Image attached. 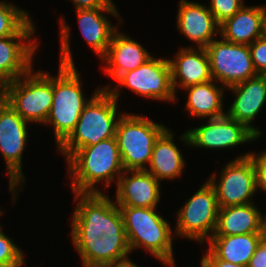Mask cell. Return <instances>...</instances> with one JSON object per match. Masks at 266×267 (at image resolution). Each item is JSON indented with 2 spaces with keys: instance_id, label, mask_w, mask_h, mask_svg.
Wrapping results in <instances>:
<instances>
[{
  "instance_id": "obj_1",
  "label": "cell",
  "mask_w": 266,
  "mask_h": 267,
  "mask_svg": "<svg viewBox=\"0 0 266 267\" xmlns=\"http://www.w3.org/2000/svg\"><path fill=\"white\" fill-rule=\"evenodd\" d=\"M75 201L71 239L83 267H102L127 257L131 250L115 201L103 192H74Z\"/></svg>"
},
{
  "instance_id": "obj_2",
  "label": "cell",
  "mask_w": 266,
  "mask_h": 267,
  "mask_svg": "<svg viewBox=\"0 0 266 267\" xmlns=\"http://www.w3.org/2000/svg\"><path fill=\"white\" fill-rule=\"evenodd\" d=\"M60 20L59 71L57 76H53L52 107L45 122V125L53 127L56 147L74 130L84 107L102 89H95L90 99L83 94L82 80L70 50L71 29L67 26L65 18L62 17Z\"/></svg>"
},
{
  "instance_id": "obj_3",
  "label": "cell",
  "mask_w": 266,
  "mask_h": 267,
  "mask_svg": "<svg viewBox=\"0 0 266 267\" xmlns=\"http://www.w3.org/2000/svg\"><path fill=\"white\" fill-rule=\"evenodd\" d=\"M66 164L73 193L101 192L98 183L102 181L106 189L112 181L116 180L117 183L124 172L115 137L78 149Z\"/></svg>"
},
{
  "instance_id": "obj_4",
  "label": "cell",
  "mask_w": 266,
  "mask_h": 267,
  "mask_svg": "<svg viewBox=\"0 0 266 267\" xmlns=\"http://www.w3.org/2000/svg\"><path fill=\"white\" fill-rule=\"evenodd\" d=\"M131 252L144 248L169 267H176L173 251L174 231L156 208L119 206Z\"/></svg>"
},
{
  "instance_id": "obj_5",
  "label": "cell",
  "mask_w": 266,
  "mask_h": 267,
  "mask_svg": "<svg viewBox=\"0 0 266 267\" xmlns=\"http://www.w3.org/2000/svg\"><path fill=\"white\" fill-rule=\"evenodd\" d=\"M118 101L108 90L101 89L84 107L70 135L57 147L67 161L78 149L113 138L119 119Z\"/></svg>"
},
{
  "instance_id": "obj_6",
  "label": "cell",
  "mask_w": 266,
  "mask_h": 267,
  "mask_svg": "<svg viewBox=\"0 0 266 267\" xmlns=\"http://www.w3.org/2000/svg\"><path fill=\"white\" fill-rule=\"evenodd\" d=\"M0 96L28 123L45 124L53 100V76L46 71L27 74L8 83Z\"/></svg>"
},
{
  "instance_id": "obj_7",
  "label": "cell",
  "mask_w": 266,
  "mask_h": 267,
  "mask_svg": "<svg viewBox=\"0 0 266 267\" xmlns=\"http://www.w3.org/2000/svg\"><path fill=\"white\" fill-rule=\"evenodd\" d=\"M166 129L144 115L125 112L115 134L124 170H146L154 144Z\"/></svg>"
},
{
  "instance_id": "obj_8",
  "label": "cell",
  "mask_w": 266,
  "mask_h": 267,
  "mask_svg": "<svg viewBox=\"0 0 266 267\" xmlns=\"http://www.w3.org/2000/svg\"><path fill=\"white\" fill-rule=\"evenodd\" d=\"M219 209L215 189L207 180L176 213L175 238L208 242L215 232Z\"/></svg>"
},
{
  "instance_id": "obj_9",
  "label": "cell",
  "mask_w": 266,
  "mask_h": 267,
  "mask_svg": "<svg viewBox=\"0 0 266 267\" xmlns=\"http://www.w3.org/2000/svg\"><path fill=\"white\" fill-rule=\"evenodd\" d=\"M117 86L101 87L118 101L122 88L130 89L136 95L156 101L175 102L177 97L171 81V67L168 59L152 56L140 67L125 72L117 80ZM121 88V89H120Z\"/></svg>"
},
{
  "instance_id": "obj_10",
  "label": "cell",
  "mask_w": 266,
  "mask_h": 267,
  "mask_svg": "<svg viewBox=\"0 0 266 267\" xmlns=\"http://www.w3.org/2000/svg\"><path fill=\"white\" fill-rule=\"evenodd\" d=\"M27 124L29 123L0 96V152L6 161L8 185L14 204L18 190L22 192L25 182L22 155L28 141Z\"/></svg>"
},
{
  "instance_id": "obj_11",
  "label": "cell",
  "mask_w": 266,
  "mask_h": 267,
  "mask_svg": "<svg viewBox=\"0 0 266 267\" xmlns=\"http://www.w3.org/2000/svg\"><path fill=\"white\" fill-rule=\"evenodd\" d=\"M250 154L229 161L221 170L218 183L216 172L207 179L215 189L220 208L253 203L252 197L257 192L256 171Z\"/></svg>"
},
{
  "instance_id": "obj_12",
  "label": "cell",
  "mask_w": 266,
  "mask_h": 267,
  "mask_svg": "<svg viewBox=\"0 0 266 267\" xmlns=\"http://www.w3.org/2000/svg\"><path fill=\"white\" fill-rule=\"evenodd\" d=\"M220 39H214L206 47L214 81L228 88L258 75L252 63L249 45Z\"/></svg>"
},
{
  "instance_id": "obj_13",
  "label": "cell",
  "mask_w": 266,
  "mask_h": 267,
  "mask_svg": "<svg viewBox=\"0 0 266 267\" xmlns=\"http://www.w3.org/2000/svg\"><path fill=\"white\" fill-rule=\"evenodd\" d=\"M204 125L186 130L180 139L184 144L194 148L227 149L252 142L259 137L243 123L229 118L227 115L207 119Z\"/></svg>"
},
{
  "instance_id": "obj_14",
  "label": "cell",
  "mask_w": 266,
  "mask_h": 267,
  "mask_svg": "<svg viewBox=\"0 0 266 267\" xmlns=\"http://www.w3.org/2000/svg\"><path fill=\"white\" fill-rule=\"evenodd\" d=\"M35 27L31 20L17 35L0 37V90L33 68Z\"/></svg>"
},
{
  "instance_id": "obj_15",
  "label": "cell",
  "mask_w": 266,
  "mask_h": 267,
  "mask_svg": "<svg viewBox=\"0 0 266 267\" xmlns=\"http://www.w3.org/2000/svg\"><path fill=\"white\" fill-rule=\"evenodd\" d=\"M226 89L235 95L226 115L246 125L260 138L262 131L252 124L266 105V75L258 74Z\"/></svg>"
},
{
  "instance_id": "obj_16",
  "label": "cell",
  "mask_w": 266,
  "mask_h": 267,
  "mask_svg": "<svg viewBox=\"0 0 266 267\" xmlns=\"http://www.w3.org/2000/svg\"><path fill=\"white\" fill-rule=\"evenodd\" d=\"M161 183L146 170H124L116 184L118 206L157 208Z\"/></svg>"
},
{
  "instance_id": "obj_17",
  "label": "cell",
  "mask_w": 266,
  "mask_h": 267,
  "mask_svg": "<svg viewBox=\"0 0 266 267\" xmlns=\"http://www.w3.org/2000/svg\"><path fill=\"white\" fill-rule=\"evenodd\" d=\"M177 30L196 48H206L219 35V24L206 5L180 0L177 12Z\"/></svg>"
},
{
  "instance_id": "obj_18",
  "label": "cell",
  "mask_w": 266,
  "mask_h": 267,
  "mask_svg": "<svg viewBox=\"0 0 266 267\" xmlns=\"http://www.w3.org/2000/svg\"><path fill=\"white\" fill-rule=\"evenodd\" d=\"M168 59L171 67V81L173 91L188 86L209 82L212 79L210 60L206 48L193 46L181 48L174 56Z\"/></svg>"
},
{
  "instance_id": "obj_19",
  "label": "cell",
  "mask_w": 266,
  "mask_h": 267,
  "mask_svg": "<svg viewBox=\"0 0 266 267\" xmlns=\"http://www.w3.org/2000/svg\"><path fill=\"white\" fill-rule=\"evenodd\" d=\"M151 57L145 47L117 29L101 61L106 63L104 72L116 81L122 74L140 67Z\"/></svg>"
},
{
  "instance_id": "obj_20",
  "label": "cell",
  "mask_w": 266,
  "mask_h": 267,
  "mask_svg": "<svg viewBox=\"0 0 266 267\" xmlns=\"http://www.w3.org/2000/svg\"><path fill=\"white\" fill-rule=\"evenodd\" d=\"M266 34V5L243 6L219 26V36L225 41L250 45Z\"/></svg>"
},
{
  "instance_id": "obj_21",
  "label": "cell",
  "mask_w": 266,
  "mask_h": 267,
  "mask_svg": "<svg viewBox=\"0 0 266 267\" xmlns=\"http://www.w3.org/2000/svg\"><path fill=\"white\" fill-rule=\"evenodd\" d=\"M80 32L88 45L94 50L100 60L106 55L113 33L118 29L112 25L106 14L119 18L122 22L117 8H92L76 9Z\"/></svg>"
},
{
  "instance_id": "obj_22",
  "label": "cell",
  "mask_w": 266,
  "mask_h": 267,
  "mask_svg": "<svg viewBox=\"0 0 266 267\" xmlns=\"http://www.w3.org/2000/svg\"><path fill=\"white\" fill-rule=\"evenodd\" d=\"M174 133L166 129L156 140L147 172L151 173L159 182L175 180L183 174L186 161L180 149L174 143Z\"/></svg>"
},
{
  "instance_id": "obj_23",
  "label": "cell",
  "mask_w": 266,
  "mask_h": 267,
  "mask_svg": "<svg viewBox=\"0 0 266 267\" xmlns=\"http://www.w3.org/2000/svg\"><path fill=\"white\" fill-rule=\"evenodd\" d=\"M217 85L216 81L211 80L184 88L186 93L188 91L185 111L199 119H215L225 116L223 95L226 87Z\"/></svg>"
},
{
  "instance_id": "obj_24",
  "label": "cell",
  "mask_w": 266,
  "mask_h": 267,
  "mask_svg": "<svg viewBox=\"0 0 266 267\" xmlns=\"http://www.w3.org/2000/svg\"><path fill=\"white\" fill-rule=\"evenodd\" d=\"M262 211L256 203L222 207L213 235H243L259 233Z\"/></svg>"
},
{
  "instance_id": "obj_25",
  "label": "cell",
  "mask_w": 266,
  "mask_h": 267,
  "mask_svg": "<svg viewBox=\"0 0 266 267\" xmlns=\"http://www.w3.org/2000/svg\"><path fill=\"white\" fill-rule=\"evenodd\" d=\"M261 242L259 233L243 235H212L208 249L218 258L232 264L248 266L257 246Z\"/></svg>"
},
{
  "instance_id": "obj_26",
  "label": "cell",
  "mask_w": 266,
  "mask_h": 267,
  "mask_svg": "<svg viewBox=\"0 0 266 267\" xmlns=\"http://www.w3.org/2000/svg\"><path fill=\"white\" fill-rule=\"evenodd\" d=\"M31 20L26 10L0 1V37L17 35Z\"/></svg>"
},
{
  "instance_id": "obj_27",
  "label": "cell",
  "mask_w": 266,
  "mask_h": 267,
  "mask_svg": "<svg viewBox=\"0 0 266 267\" xmlns=\"http://www.w3.org/2000/svg\"><path fill=\"white\" fill-rule=\"evenodd\" d=\"M209 4V10L220 25L237 13L245 3L243 0H210Z\"/></svg>"
},
{
  "instance_id": "obj_28",
  "label": "cell",
  "mask_w": 266,
  "mask_h": 267,
  "mask_svg": "<svg viewBox=\"0 0 266 267\" xmlns=\"http://www.w3.org/2000/svg\"><path fill=\"white\" fill-rule=\"evenodd\" d=\"M0 225V263H25L22 249L16 246L13 239L9 238Z\"/></svg>"
},
{
  "instance_id": "obj_29",
  "label": "cell",
  "mask_w": 266,
  "mask_h": 267,
  "mask_svg": "<svg viewBox=\"0 0 266 267\" xmlns=\"http://www.w3.org/2000/svg\"><path fill=\"white\" fill-rule=\"evenodd\" d=\"M249 50L257 74L266 75V34L252 42Z\"/></svg>"
},
{
  "instance_id": "obj_30",
  "label": "cell",
  "mask_w": 266,
  "mask_h": 267,
  "mask_svg": "<svg viewBox=\"0 0 266 267\" xmlns=\"http://www.w3.org/2000/svg\"><path fill=\"white\" fill-rule=\"evenodd\" d=\"M249 156L252 158L256 171V190H262L266 194V150L258 154L251 152Z\"/></svg>"
},
{
  "instance_id": "obj_31",
  "label": "cell",
  "mask_w": 266,
  "mask_h": 267,
  "mask_svg": "<svg viewBox=\"0 0 266 267\" xmlns=\"http://www.w3.org/2000/svg\"><path fill=\"white\" fill-rule=\"evenodd\" d=\"M75 9L116 8L112 0H70Z\"/></svg>"
},
{
  "instance_id": "obj_32",
  "label": "cell",
  "mask_w": 266,
  "mask_h": 267,
  "mask_svg": "<svg viewBox=\"0 0 266 267\" xmlns=\"http://www.w3.org/2000/svg\"><path fill=\"white\" fill-rule=\"evenodd\" d=\"M200 267H247L218 259L209 249L200 260Z\"/></svg>"
},
{
  "instance_id": "obj_33",
  "label": "cell",
  "mask_w": 266,
  "mask_h": 267,
  "mask_svg": "<svg viewBox=\"0 0 266 267\" xmlns=\"http://www.w3.org/2000/svg\"><path fill=\"white\" fill-rule=\"evenodd\" d=\"M247 267H266V244L259 243Z\"/></svg>"
},
{
  "instance_id": "obj_34",
  "label": "cell",
  "mask_w": 266,
  "mask_h": 267,
  "mask_svg": "<svg viewBox=\"0 0 266 267\" xmlns=\"http://www.w3.org/2000/svg\"><path fill=\"white\" fill-rule=\"evenodd\" d=\"M102 267H139V266L135 264V262H132V260H130V258L127 256L122 259L115 260L112 263L103 265Z\"/></svg>"
},
{
  "instance_id": "obj_35",
  "label": "cell",
  "mask_w": 266,
  "mask_h": 267,
  "mask_svg": "<svg viewBox=\"0 0 266 267\" xmlns=\"http://www.w3.org/2000/svg\"><path fill=\"white\" fill-rule=\"evenodd\" d=\"M259 234L261 242L266 244V219H261Z\"/></svg>"
},
{
  "instance_id": "obj_36",
  "label": "cell",
  "mask_w": 266,
  "mask_h": 267,
  "mask_svg": "<svg viewBox=\"0 0 266 267\" xmlns=\"http://www.w3.org/2000/svg\"><path fill=\"white\" fill-rule=\"evenodd\" d=\"M25 265L24 263H6V262H1L0 267H22Z\"/></svg>"
},
{
  "instance_id": "obj_37",
  "label": "cell",
  "mask_w": 266,
  "mask_h": 267,
  "mask_svg": "<svg viewBox=\"0 0 266 267\" xmlns=\"http://www.w3.org/2000/svg\"><path fill=\"white\" fill-rule=\"evenodd\" d=\"M4 213L3 209H0V216Z\"/></svg>"
},
{
  "instance_id": "obj_38",
  "label": "cell",
  "mask_w": 266,
  "mask_h": 267,
  "mask_svg": "<svg viewBox=\"0 0 266 267\" xmlns=\"http://www.w3.org/2000/svg\"><path fill=\"white\" fill-rule=\"evenodd\" d=\"M261 219H266V214H262V218Z\"/></svg>"
}]
</instances>
